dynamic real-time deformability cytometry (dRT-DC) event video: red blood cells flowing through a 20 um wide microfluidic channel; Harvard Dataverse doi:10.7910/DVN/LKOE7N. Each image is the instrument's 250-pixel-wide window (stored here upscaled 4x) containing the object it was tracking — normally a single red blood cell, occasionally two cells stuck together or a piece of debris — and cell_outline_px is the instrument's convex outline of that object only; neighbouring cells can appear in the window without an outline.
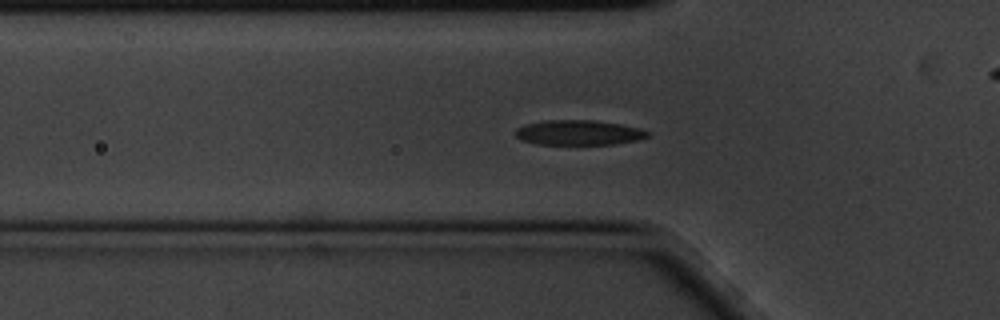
{"species": "common noctule bat (a hibernating species)", "species_latin": "Nyctalus noctula", "temperature_condition": "cold", "stored_images_in_passage": 49, "camera_frame_rate_fps": 3000, "um_per_image_px": 0.085, "animal": {"sex": "male", "body_mass_g": 20.1, "forearm_length_mm": 53.5}, "frame": {"image": 1, "passage_image": 8, "time_ms": 2.333, "image_size_px": [1000, 320], "cell_outline_px": [[652, 132], [648, 136], [640, 140], [612, 144], [536, 144], [520, 140], [516, 136], [516, 128], [528, 124], [544, 120], [592, 120], [620, 124], [640, 128]], "centroid_in_image_um": [49.22, 11.27], "position_along_channel_um": 76.6, "area_um2": 19.25}}
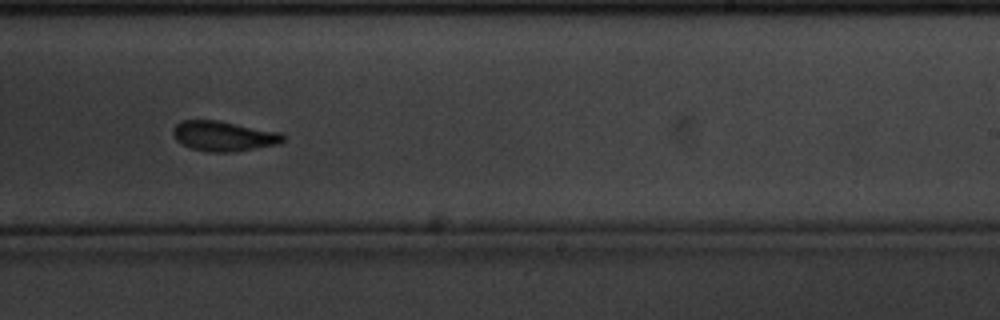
{"frame": {"image": 2, "passage_image": 25, "time_ms": 8.0, "image_size_px": [1000, 320], "cell_outline_px": [[284, 140], [276, 144], [232, 152], [212, 152], [192, 148], [176, 140], [172, 132], [172, 128], [180, 120], [220, 120], [280, 132], [284, 136]], "centroid_in_image_um": [18.98, 11.54], "position_along_channel_um": 270.0, "area_um2": 19.13}}
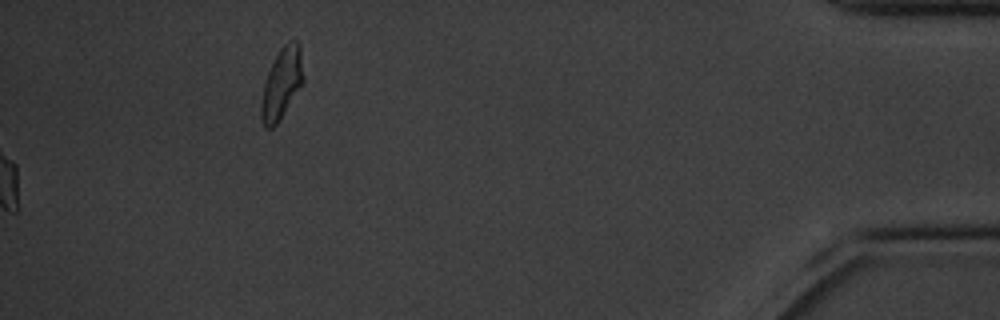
{"frame": {"image": 3, "passage_image": 49, "time_ms": 16.0, "image_size_px": [1000, 320], "cell_outline_px": [[304, 84], [276, 124], [272, 128], [264, 128], [260, 116], [260, 104], [264, 84], [268, 72], [280, 48], [284, 44], [292, 40], [296, 40], [300, 44], [304, 76]], "centroid_in_image_um": [23.96, 7.1], "position_along_channel_um": 411.2, "area_um2": 17.57}, "authors_computed_cell_mechanics": {"area_um2": 19.3052, "velocity_mm_per_s": 3.4031, "shape_relaxation_time_tau1_ms": 2.6289, "shape_relaxation_time_tau2_ms": 2.3547, "deformation_change_tau1": 0.1131, "deformation_change_tau2": 0.0579}}